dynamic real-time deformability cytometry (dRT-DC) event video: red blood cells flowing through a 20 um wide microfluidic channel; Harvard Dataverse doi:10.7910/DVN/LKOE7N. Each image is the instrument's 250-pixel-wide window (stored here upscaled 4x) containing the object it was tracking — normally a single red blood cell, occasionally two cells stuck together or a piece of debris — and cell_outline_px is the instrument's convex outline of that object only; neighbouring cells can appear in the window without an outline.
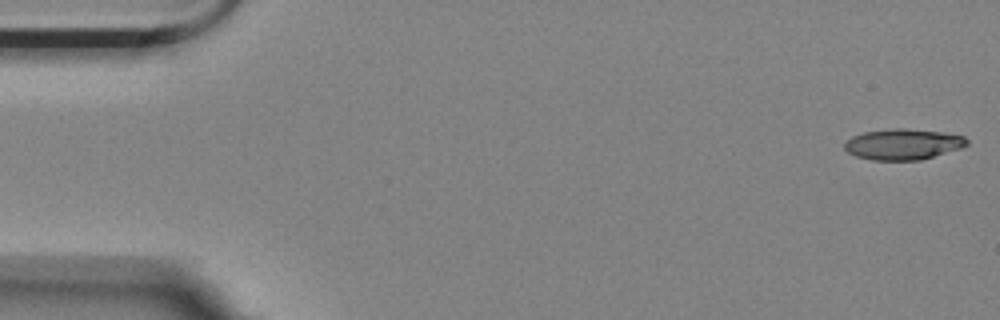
{"species": "Egyptian fruit bat (a non-hibernating species)", "species_latin": "Rousettus aegyptiacus", "temperature_condition": "room temperature", "stored_images_in_passage": 6, "camera_frame_rate_fps": 3000, "um_per_image_px": 0.085, "animal": {"sex": "female"}, "frame": {"image": 1, "passage_image": 1, "time_ms": 0.0, "image_size_px": [1000, 320], "cell_outline_px": [[968, 144], [960, 148], [920, 160], [872, 160], [856, 156], [848, 152], [844, 148], [844, 144], [852, 136], [864, 132], [888, 128], [904, 128], [944, 132], [964, 136], [968, 140]], "centroid_in_image_um": [76.75, 12.25], "position_along_channel_um": 8.3, "area_um2": 21.96}}